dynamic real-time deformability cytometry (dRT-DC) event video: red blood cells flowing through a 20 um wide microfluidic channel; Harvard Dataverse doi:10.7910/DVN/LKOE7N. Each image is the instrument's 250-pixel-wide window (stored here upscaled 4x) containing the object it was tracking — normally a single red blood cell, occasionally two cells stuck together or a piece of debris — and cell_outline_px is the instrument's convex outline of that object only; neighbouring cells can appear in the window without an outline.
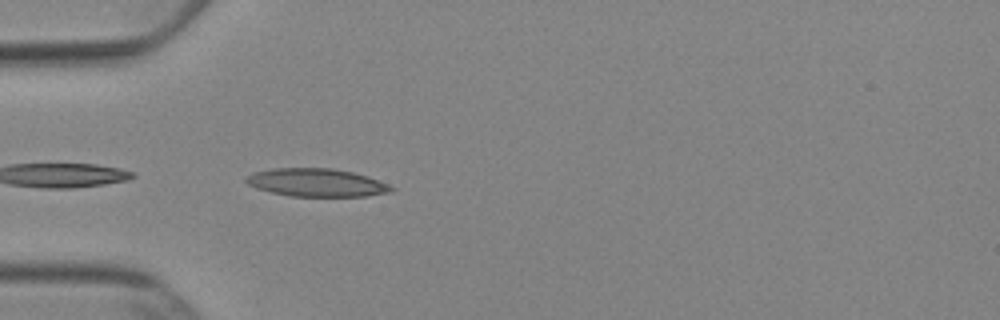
{"species": "Egyptian fruit bat (a non-hibernating species)", "species_latin": "Rousettus aegyptiacus", "temperature_condition": "cold", "stored_images_in_passage": 6, "camera_frame_rate_fps": 3000, "um_per_image_px": 0.085, "animal": {"sex": "female"}, "frame": {"image": 1, "passage_image": 1, "time_ms": 0.0, "image_size_px": [1000, 320], "cell_outline_px": [[396, 188], [392, 192], [364, 196], [288, 196], [256, 188], [248, 184], [244, 180], [244, 176], [252, 172], [272, 168], [332, 168], [352, 172], [368, 176], [388, 184]], "centroid_in_image_um": [26.88, 15.51], "position_along_channel_um": 58.1, "area_um2": 23.87}}